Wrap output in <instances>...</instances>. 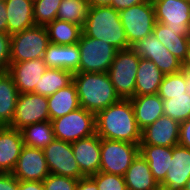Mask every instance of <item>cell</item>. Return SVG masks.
I'll return each mask as SVG.
<instances>
[{"label": "cell", "mask_w": 190, "mask_h": 190, "mask_svg": "<svg viewBox=\"0 0 190 190\" xmlns=\"http://www.w3.org/2000/svg\"><path fill=\"white\" fill-rule=\"evenodd\" d=\"M141 131L130 99H120L96 114V134L100 138L140 144Z\"/></svg>", "instance_id": "1"}, {"label": "cell", "mask_w": 190, "mask_h": 190, "mask_svg": "<svg viewBox=\"0 0 190 190\" xmlns=\"http://www.w3.org/2000/svg\"><path fill=\"white\" fill-rule=\"evenodd\" d=\"M73 83L77 89L80 107L94 114L120 100L107 72H76L73 74Z\"/></svg>", "instance_id": "2"}, {"label": "cell", "mask_w": 190, "mask_h": 190, "mask_svg": "<svg viewBox=\"0 0 190 190\" xmlns=\"http://www.w3.org/2000/svg\"><path fill=\"white\" fill-rule=\"evenodd\" d=\"M82 33L102 40L118 50L131 48L120 21L119 11L111 6H90Z\"/></svg>", "instance_id": "3"}, {"label": "cell", "mask_w": 190, "mask_h": 190, "mask_svg": "<svg viewBox=\"0 0 190 190\" xmlns=\"http://www.w3.org/2000/svg\"><path fill=\"white\" fill-rule=\"evenodd\" d=\"M140 58L131 48L118 50L114 57L107 74L120 99H130L135 96Z\"/></svg>", "instance_id": "4"}, {"label": "cell", "mask_w": 190, "mask_h": 190, "mask_svg": "<svg viewBox=\"0 0 190 190\" xmlns=\"http://www.w3.org/2000/svg\"><path fill=\"white\" fill-rule=\"evenodd\" d=\"M49 43L45 26L34 25L11 35L10 63L43 58Z\"/></svg>", "instance_id": "5"}, {"label": "cell", "mask_w": 190, "mask_h": 190, "mask_svg": "<svg viewBox=\"0 0 190 190\" xmlns=\"http://www.w3.org/2000/svg\"><path fill=\"white\" fill-rule=\"evenodd\" d=\"M55 139L73 143L96 134V114L80 107L51 120Z\"/></svg>", "instance_id": "6"}, {"label": "cell", "mask_w": 190, "mask_h": 190, "mask_svg": "<svg viewBox=\"0 0 190 190\" xmlns=\"http://www.w3.org/2000/svg\"><path fill=\"white\" fill-rule=\"evenodd\" d=\"M80 50L79 72L105 73L118 52L112 45L81 33L77 43Z\"/></svg>", "instance_id": "7"}, {"label": "cell", "mask_w": 190, "mask_h": 190, "mask_svg": "<svg viewBox=\"0 0 190 190\" xmlns=\"http://www.w3.org/2000/svg\"><path fill=\"white\" fill-rule=\"evenodd\" d=\"M119 16L130 46L153 34L156 18L152 0L121 10Z\"/></svg>", "instance_id": "8"}, {"label": "cell", "mask_w": 190, "mask_h": 190, "mask_svg": "<svg viewBox=\"0 0 190 190\" xmlns=\"http://www.w3.org/2000/svg\"><path fill=\"white\" fill-rule=\"evenodd\" d=\"M139 154V144L101 138L100 172L124 176Z\"/></svg>", "instance_id": "9"}, {"label": "cell", "mask_w": 190, "mask_h": 190, "mask_svg": "<svg viewBox=\"0 0 190 190\" xmlns=\"http://www.w3.org/2000/svg\"><path fill=\"white\" fill-rule=\"evenodd\" d=\"M131 49L142 59L152 61L164 75L182 71V62L153 34L135 42L131 45Z\"/></svg>", "instance_id": "10"}, {"label": "cell", "mask_w": 190, "mask_h": 190, "mask_svg": "<svg viewBox=\"0 0 190 190\" xmlns=\"http://www.w3.org/2000/svg\"><path fill=\"white\" fill-rule=\"evenodd\" d=\"M42 150L51 174L71 177L77 180L85 177L75 160L71 143L54 139Z\"/></svg>", "instance_id": "11"}, {"label": "cell", "mask_w": 190, "mask_h": 190, "mask_svg": "<svg viewBox=\"0 0 190 190\" xmlns=\"http://www.w3.org/2000/svg\"><path fill=\"white\" fill-rule=\"evenodd\" d=\"M47 96L36 93H19L12 123L14 129L50 120Z\"/></svg>", "instance_id": "12"}, {"label": "cell", "mask_w": 190, "mask_h": 190, "mask_svg": "<svg viewBox=\"0 0 190 190\" xmlns=\"http://www.w3.org/2000/svg\"><path fill=\"white\" fill-rule=\"evenodd\" d=\"M156 22L178 32V35L190 36L189 0H152Z\"/></svg>", "instance_id": "13"}, {"label": "cell", "mask_w": 190, "mask_h": 190, "mask_svg": "<svg viewBox=\"0 0 190 190\" xmlns=\"http://www.w3.org/2000/svg\"><path fill=\"white\" fill-rule=\"evenodd\" d=\"M12 174L21 181H43L50 174L43 150L23 146Z\"/></svg>", "instance_id": "14"}, {"label": "cell", "mask_w": 190, "mask_h": 190, "mask_svg": "<svg viewBox=\"0 0 190 190\" xmlns=\"http://www.w3.org/2000/svg\"><path fill=\"white\" fill-rule=\"evenodd\" d=\"M180 122L162 115L141 131L140 144L174 147L179 143Z\"/></svg>", "instance_id": "15"}, {"label": "cell", "mask_w": 190, "mask_h": 190, "mask_svg": "<svg viewBox=\"0 0 190 190\" xmlns=\"http://www.w3.org/2000/svg\"><path fill=\"white\" fill-rule=\"evenodd\" d=\"M190 178V149L181 145L172 147V158L160 188L165 190H184Z\"/></svg>", "instance_id": "16"}, {"label": "cell", "mask_w": 190, "mask_h": 190, "mask_svg": "<svg viewBox=\"0 0 190 190\" xmlns=\"http://www.w3.org/2000/svg\"><path fill=\"white\" fill-rule=\"evenodd\" d=\"M47 69L44 59L39 58L24 62L10 63L7 72L13 78L19 93H35V87Z\"/></svg>", "instance_id": "17"}, {"label": "cell", "mask_w": 190, "mask_h": 190, "mask_svg": "<svg viewBox=\"0 0 190 190\" xmlns=\"http://www.w3.org/2000/svg\"><path fill=\"white\" fill-rule=\"evenodd\" d=\"M71 147L80 171L85 177L99 172L101 138L97 134L79 139L71 143Z\"/></svg>", "instance_id": "18"}, {"label": "cell", "mask_w": 190, "mask_h": 190, "mask_svg": "<svg viewBox=\"0 0 190 190\" xmlns=\"http://www.w3.org/2000/svg\"><path fill=\"white\" fill-rule=\"evenodd\" d=\"M23 146L20 130L0 126V173L13 172Z\"/></svg>", "instance_id": "19"}, {"label": "cell", "mask_w": 190, "mask_h": 190, "mask_svg": "<svg viewBox=\"0 0 190 190\" xmlns=\"http://www.w3.org/2000/svg\"><path fill=\"white\" fill-rule=\"evenodd\" d=\"M80 57L78 44L64 46L49 43L43 59L47 68L64 69L74 74L79 72Z\"/></svg>", "instance_id": "20"}, {"label": "cell", "mask_w": 190, "mask_h": 190, "mask_svg": "<svg viewBox=\"0 0 190 190\" xmlns=\"http://www.w3.org/2000/svg\"><path fill=\"white\" fill-rule=\"evenodd\" d=\"M7 14V33L13 35L33 27V2L29 0H5Z\"/></svg>", "instance_id": "21"}, {"label": "cell", "mask_w": 190, "mask_h": 190, "mask_svg": "<svg viewBox=\"0 0 190 190\" xmlns=\"http://www.w3.org/2000/svg\"><path fill=\"white\" fill-rule=\"evenodd\" d=\"M138 127L143 130L153 124L163 113V100L158 94L134 96L130 98Z\"/></svg>", "instance_id": "22"}, {"label": "cell", "mask_w": 190, "mask_h": 190, "mask_svg": "<svg viewBox=\"0 0 190 190\" xmlns=\"http://www.w3.org/2000/svg\"><path fill=\"white\" fill-rule=\"evenodd\" d=\"M127 190H159L148 162L139 153L124 174Z\"/></svg>", "instance_id": "23"}, {"label": "cell", "mask_w": 190, "mask_h": 190, "mask_svg": "<svg viewBox=\"0 0 190 190\" xmlns=\"http://www.w3.org/2000/svg\"><path fill=\"white\" fill-rule=\"evenodd\" d=\"M139 153L148 162L154 179L160 185L166 177L172 158V147L139 144Z\"/></svg>", "instance_id": "24"}, {"label": "cell", "mask_w": 190, "mask_h": 190, "mask_svg": "<svg viewBox=\"0 0 190 190\" xmlns=\"http://www.w3.org/2000/svg\"><path fill=\"white\" fill-rule=\"evenodd\" d=\"M164 74L150 60H139L136 74L135 96L157 94Z\"/></svg>", "instance_id": "25"}, {"label": "cell", "mask_w": 190, "mask_h": 190, "mask_svg": "<svg viewBox=\"0 0 190 190\" xmlns=\"http://www.w3.org/2000/svg\"><path fill=\"white\" fill-rule=\"evenodd\" d=\"M47 100L50 121L80 108L77 89L73 82L53 95L48 96Z\"/></svg>", "instance_id": "26"}, {"label": "cell", "mask_w": 190, "mask_h": 190, "mask_svg": "<svg viewBox=\"0 0 190 190\" xmlns=\"http://www.w3.org/2000/svg\"><path fill=\"white\" fill-rule=\"evenodd\" d=\"M153 35L172 53L179 61L184 62L190 44V36L178 35V32L166 25L156 22Z\"/></svg>", "instance_id": "27"}, {"label": "cell", "mask_w": 190, "mask_h": 190, "mask_svg": "<svg viewBox=\"0 0 190 190\" xmlns=\"http://www.w3.org/2000/svg\"><path fill=\"white\" fill-rule=\"evenodd\" d=\"M19 91L8 72L0 77V126L12 123Z\"/></svg>", "instance_id": "28"}, {"label": "cell", "mask_w": 190, "mask_h": 190, "mask_svg": "<svg viewBox=\"0 0 190 190\" xmlns=\"http://www.w3.org/2000/svg\"><path fill=\"white\" fill-rule=\"evenodd\" d=\"M49 41L59 45H74L79 42L82 27L78 24L55 19L45 26Z\"/></svg>", "instance_id": "29"}, {"label": "cell", "mask_w": 190, "mask_h": 190, "mask_svg": "<svg viewBox=\"0 0 190 190\" xmlns=\"http://www.w3.org/2000/svg\"><path fill=\"white\" fill-rule=\"evenodd\" d=\"M73 82V73L64 69L48 68L35 87V93L51 96Z\"/></svg>", "instance_id": "30"}, {"label": "cell", "mask_w": 190, "mask_h": 190, "mask_svg": "<svg viewBox=\"0 0 190 190\" xmlns=\"http://www.w3.org/2000/svg\"><path fill=\"white\" fill-rule=\"evenodd\" d=\"M24 146L44 149L54 139V132L50 120L28 125L21 130Z\"/></svg>", "instance_id": "31"}, {"label": "cell", "mask_w": 190, "mask_h": 190, "mask_svg": "<svg viewBox=\"0 0 190 190\" xmlns=\"http://www.w3.org/2000/svg\"><path fill=\"white\" fill-rule=\"evenodd\" d=\"M89 9L88 0H62L56 19L72 22L83 27Z\"/></svg>", "instance_id": "32"}, {"label": "cell", "mask_w": 190, "mask_h": 190, "mask_svg": "<svg viewBox=\"0 0 190 190\" xmlns=\"http://www.w3.org/2000/svg\"><path fill=\"white\" fill-rule=\"evenodd\" d=\"M164 115L183 122L190 118V95L171 96V99L163 100Z\"/></svg>", "instance_id": "33"}, {"label": "cell", "mask_w": 190, "mask_h": 190, "mask_svg": "<svg viewBox=\"0 0 190 190\" xmlns=\"http://www.w3.org/2000/svg\"><path fill=\"white\" fill-rule=\"evenodd\" d=\"M187 92V83L182 71L175 74H166L159 86L158 95L162 100L171 99V96L184 95Z\"/></svg>", "instance_id": "34"}, {"label": "cell", "mask_w": 190, "mask_h": 190, "mask_svg": "<svg viewBox=\"0 0 190 190\" xmlns=\"http://www.w3.org/2000/svg\"><path fill=\"white\" fill-rule=\"evenodd\" d=\"M62 0H37L33 3L35 25L46 26L57 17Z\"/></svg>", "instance_id": "35"}, {"label": "cell", "mask_w": 190, "mask_h": 190, "mask_svg": "<svg viewBox=\"0 0 190 190\" xmlns=\"http://www.w3.org/2000/svg\"><path fill=\"white\" fill-rule=\"evenodd\" d=\"M90 177L96 182L98 190H127L123 176L99 171Z\"/></svg>", "instance_id": "36"}, {"label": "cell", "mask_w": 190, "mask_h": 190, "mask_svg": "<svg viewBox=\"0 0 190 190\" xmlns=\"http://www.w3.org/2000/svg\"><path fill=\"white\" fill-rule=\"evenodd\" d=\"M42 182L44 190H76L78 184L77 179L51 173Z\"/></svg>", "instance_id": "37"}, {"label": "cell", "mask_w": 190, "mask_h": 190, "mask_svg": "<svg viewBox=\"0 0 190 190\" xmlns=\"http://www.w3.org/2000/svg\"><path fill=\"white\" fill-rule=\"evenodd\" d=\"M11 35L0 33V68L5 72L10 66Z\"/></svg>", "instance_id": "38"}, {"label": "cell", "mask_w": 190, "mask_h": 190, "mask_svg": "<svg viewBox=\"0 0 190 190\" xmlns=\"http://www.w3.org/2000/svg\"><path fill=\"white\" fill-rule=\"evenodd\" d=\"M0 190H18V179L12 173H0Z\"/></svg>", "instance_id": "39"}, {"label": "cell", "mask_w": 190, "mask_h": 190, "mask_svg": "<svg viewBox=\"0 0 190 190\" xmlns=\"http://www.w3.org/2000/svg\"><path fill=\"white\" fill-rule=\"evenodd\" d=\"M178 144L190 149V118L180 123Z\"/></svg>", "instance_id": "40"}, {"label": "cell", "mask_w": 190, "mask_h": 190, "mask_svg": "<svg viewBox=\"0 0 190 190\" xmlns=\"http://www.w3.org/2000/svg\"><path fill=\"white\" fill-rule=\"evenodd\" d=\"M147 1L148 0H112L110 6L113 7L117 11H121L133 5L145 3Z\"/></svg>", "instance_id": "41"}, {"label": "cell", "mask_w": 190, "mask_h": 190, "mask_svg": "<svg viewBox=\"0 0 190 190\" xmlns=\"http://www.w3.org/2000/svg\"><path fill=\"white\" fill-rule=\"evenodd\" d=\"M76 190H98V186L90 176H86L78 180Z\"/></svg>", "instance_id": "42"}, {"label": "cell", "mask_w": 190, "mask_h": 190, "mask_svg": "<svg viewBox=\"0 0 190 190\" xmlns=\"http://www.w3.org/2000/svg\"><path fill=\"white\" fill-rule=\"evenodd\" d=\"M18 190H44L43 182L18 180Z\"/></svg>", "instance_id": "43"}, {"label": "cell", "mask_w": 190, "mask_h": 190, "mask_svg": "<svg viewBox=\"0 0 190 190\" xmlns=\"http://www.w3.org/2000/svg\"><path fill=\"white\" fill-rule=\"evenodd\" d=\"M5 1L0 0V33H7V14Z\"/></svg>", "instance_id": "44"}, {"label": "cell", "mask_w": 190, "mask_h": 190, "mask_svg": "<svg viewBox=\"0 0 190 190\" xmlns=\"http://www.w3.org/2000/svg\"><path fill=\"white\" fill-rule=\"evenodd\" d=\"M90 6H110L112 0H88Z\"/></svg>", "instance_id": "45"}, {"label": "cell", "mask_w": 190, "mask_h": 190, "mask_svg": "<svg viewBox=\"0 0 190 190\" xmlns=\"http://www.w3.org/2000/svg\"><path fill=\"white\" fill-rule=\"evenodd\" d=\"M182 70H190V44L184 62L182 63Z\"/></svg>", "instance_id": "46"}, {"label": "cell", "mask_w": 190, "mask_h": 190, "mask_svg": "<svg viewBox=\"0 0 190 190\" xmlns=\"http://www.w3.org/2000/svg\"><path fill=\"white\" fill-rule=\"evenodd\" d=\"M185 75L186 83H187V94L190 95V70H182Z\"/></svg>", "instance_id": "47"}, {"label": "cell", "mask_w": 190, "mask_h": 190, "mask_svg": "<svg viewBox=\"0 0 190 190\" xmlns=\"http://www.w3.org/2000/svg\"><path fill=\"white\" fill-rule=\"evenodd\" d=\"M184 190H190V178H189V180L187 181Z\"/></svg>", "instance_id": "48"}, {"label": "cell", "mask_w": 190, "mask_h": 190, "mask_svg": "<svg viewBox=\"0 0 190 190\" xmlns=\"http://www.w3.org/2000/svg\"><path fill=\"white\" fill-rule=\"evenodd\" d=\"M4 73H5V71H4L2 68H0V77H1Z\"/></svg>", "instance_id": "49"}, {"label": "cell", "mask_w": 190, "mask_h": 190, "mask_svg": "<svg viewBox=\"0 0 190 190\" xmlns=\"http://www.w3.org/2000/svg\"><path fill=\"white\" fill-rule=\"evenodd\" d=\"M189 29H190V12H189Z\"/></svg>", "instance_id": "50"}]
</instances>
